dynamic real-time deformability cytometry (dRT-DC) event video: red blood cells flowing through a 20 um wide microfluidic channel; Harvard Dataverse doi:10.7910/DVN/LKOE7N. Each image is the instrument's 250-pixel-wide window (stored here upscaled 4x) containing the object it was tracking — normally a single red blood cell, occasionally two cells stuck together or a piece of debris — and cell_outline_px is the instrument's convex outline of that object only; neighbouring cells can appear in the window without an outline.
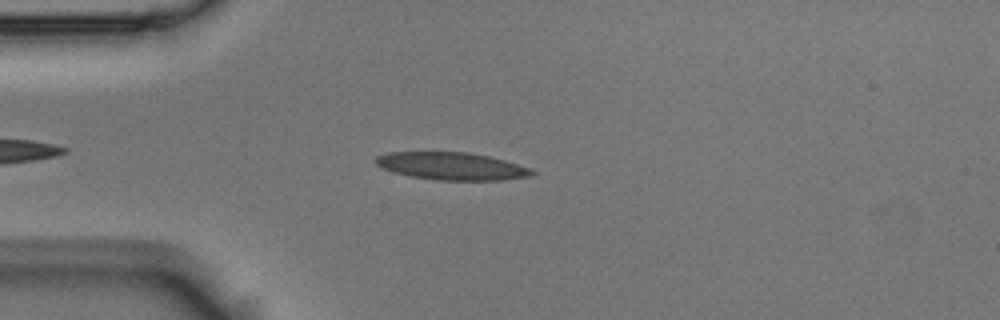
{"species": "Egyptian fruit bat (a non-hibernating species)", "species_latin": "Rousettus aegyptiacus", "temperature_condition": "room temperature", "stored_images_in_passage": 4, "camera_frame_rate_fps": 3000, "um_per_image_px": 0.085, "animal": {"sex": "male"}, "frame": {"image": 1, "passage_image": 4, "time_ms": 1.0, "image_size_px": [1000, 320], "cell_outline_px": [[536, 172], [532, 176], [504, 180], [436, 180], [412, 176], [392, 172], [376, 164], [372, 160], [376, 156], [388, 152], [468, 152], [488, 156], [504, 160], [532, 168]], "centroid_in_image_um": [38.4, 14.12], "position_along_channel_um": 46.6, "area_um2": 25.2}}